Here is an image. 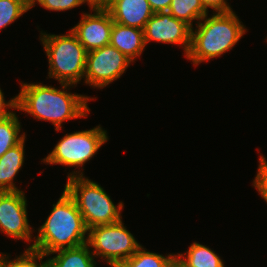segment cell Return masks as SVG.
Masks as SVG:
<instances>
[{"instance_id":"obj_22","label":"cell","mask_w":267,"mask_h":267,"mask_svg":"<svg viewBox=\"0 0 267 267\" xmlns=\"http://www.w3.org/2000/svg\"><path fill=\"white\" fill-rule=\"evenodd\" d=\"M31 9L39 3L43 8L50 11H67L76 8L82 4H88L89 8L93 5L90 0H30Z\"/></svg>"},{"instance_id":"obj_12","label":"cell","mask_w":267,"mask_h":267,"mask_svg":"<svg viewBox=\"0 0 267 267\" xmlns=\"http://www.w3.org/2000/svg\"><path fill=\"white\" fill-rule=\"evenodd\" d=\"M102 5L110 12L114 22L142 30L154 15L147 0H106Z\"/></svg>"},{"instance_id":"obj_13","label":"cell","mask_w":267,"mask_h":267,"mask_svg":"<svg viewBox=\"0 0 267 267\" xmlns=\"http://www.w3.org/2000/svg\"><path fill=\"white\" fill-rule=\"evenodd\" d=\"M110 45L117 48L133 63L137 57L142 55L146 47L144 31L139 28L113 22Z\"/></svg>"},{"instance_id":"obj_24","label":"cell","mask_w":267,"mask_h":267,"mask_svg":"<svg viewBox=\"0 0 267 267\" xmlns=\"http://www.w3.org/2000/svg\"><path fill=\"white\" fill-rule=\"evenodd\" d=\"M201 2L207 12H209L208 8H211L214 13H226L233 11L229 3H227V0H201Z\"/></svg>"},{"instance_id":"obj_2","label":"cell","mask_w":267,"mask_h":267,"mask_svg":"<svg viewBox=\"0 0 267 267\" xmlns=\"http://www.w3.org/2000/svg\"><path fill=\"white\" fill-rule=\"evenodd\" d=\"M45 222L38 228V235L28 249L45 257L53 252L74 248L87 243L88 228L73 197L64 188L59 200L52 206Z\"/></svg>"},{"instance_id":"obj_16","label":"cell","mask_w":267,"mask_h":267,"mask_svg":"<svg viewBox=\"0 0 267 267\" xmlns=\"http://www.w3.org/2000/svg\"><path fill=\"white\" fill-rule=\"evenodd\" d=\"M184 267H225L224 260L206 245L193 242L185 253L176 254Z\"/></svg>"},{"instance_id":"obj_9","label":"cell","mask_w":267,"mask_h":267,"mask_svg":"<svg viewBox=\"0 0 267 267\" xmlns=\"http://www.w3.org/2000/svg\"><path fill=\"white\" fill-rule=\"evenodd\" d=\"M27 199L24 191L0 192V231L7 237L31 240L32 227L29 224L27 213Z\"/></svg>"},{"instance_id":"obj_3","label":"cell","mask_w":267,"mask_h":267,"mask_svg":"<svg viewBox=\"0 0 267 267\" xmlns=\"http://www.w3.org/2000/svg\"><path fill=\"white\" fill-rule=\"evenodd\" d=\"M196 24L186 55L195 66L230 51L248 30L234 11L207 14Z\"/></svg>"},{"instance_id":"obj_15","label":"cell","mask_w":267,"mask_h":267,"mask_svg":"<svg viewBox=\"0 0 267 267\" xmlns=\"http://www.w3.org/2000/svg\"><path fill=\"white\" fill-rule=\"evenodd\" d=\"M57 254L53 257L51 255ZM47 267H96L95 256L87 243L68 249H62L46 256Z\"/></svg>"},{"instance_id":"obj_10","label":"cell","mask_w":267,"mask_h":267,"mask_svg":"<svg viewBox=\"0 0 267 267\" xmlns=\"http://www.w3.org/2000/svg\"><path fill=\"white\" fill-rule=\"evenodd\" d=\"M90 10L94 13H82L81 20L71 29L87 52L110 44L114 22L103 5L94 4Z\"/></svg>"},{"instance_id":"obj_6","label":"cell","mask_w":267,"mask_h":267,"mask_svg":"<svg viewBox=\"0 0 267 267\" xmlns=\"http://www.w3.org/2000/svg\"><path fill=\"white\" fill-rule=\"evenodd\" d=\"M108 139L107 131L100 125L89 130L65 134L41 162L47 165L60 164L79 168L68 173L67 178L83 176L84 164L95 156Z\"/></svg>"},{"instance_id":"obj_17","label":"cell","mask_w":267,"mask_h":267,"mask_svg":"<svg viewBox=\"0 0 267 267\" xmlns=\"http://www.w3.org/2000/svg\"><path fill=\"white\" fill-rule=\"evenodd\" d=\"M20 123L13 110L6 117L0 119V157L26 138V133L20 134L22 131Z\"/></svg>"},{"instance_id":"obj_5","label":"cell","mask_w":267,"mask_h":267,"mask_svg":"<svg viewBox=\"0 0 267 267\" xmlns=\"http://www.w3.org/2000/svg\"><path fill=\"white\" fill-rule=\"evenodd\" d=\"M65 189L73 197L88 229L122 219L123 202L115 205L104 188L85 176L67 179Z\"/></svg>"},{"instance_id":"obj_14","label":"cell","mask_w":267,"mask_h":267,"mask_svg":"<svg viewBox=\"0 0 267 267\" xmlns=\"http://www.w3.org/2000/svg\"><path fill=\"white\" fill-rule=\"evenodd\" d=\"M25 138L0 157V192L20 191L14 183L25 159Z\"/></svg>"},{"instance_id":"obj_7","label":"cell","mask_w":267,"mask_h":267,"mask_svg":"<svg viewBox=\"0 0 267 267\" xmlns=\"http://www.w3.org/2000/svg\"><path fill=\"white\" fill-rule=\"evenodd\" d=\"M122 221L88 229L87 244L92 254L111 267H119L142 246Z\"/></svg>"},{"instance_id":"obj_26","label":"cell","mask_w":267,"mask_h":267,"mask_svg":"<svg viewBox=\"0 0 267 267\" xmlns=\"http://www.w3.org/2000/svg\"><path fill=\"white\" fill-rule=\"evenodd\" d=\"M147 1L149 2L154 13L168 11L172 2V0H147Z\"/></svg>"},{"instance_id":"obj_28","label":"cell","mask_w":267,"mask_h":267,"mask_svg":"<svg viewBox=\"0 0 267 267\" xmlns=\"http://www.w3.org/2000/svg\"><path fill=\"white\" fill-rule=\"evenodd\" d=\"M92 2V4H99L102 5L106 0H90Z\"/></svg>"},{"instance_id":"obj_27","label":"cell","mask_w":267,"mask_h":267,"mask_svg":"<svg viewBox=\"0 0 267 267\" xmlns=\"http://www.w3.org/2000/svg\"><path fill=\"white\" fill-rule=\"evenodd\" d=\"M169 267H184L177 259H175Z\"/></svg>"},{"instance_id":"obj_19","label":"cell","mask_w":267,"mask_h":267,"mask_svg":"<svg viewBox=\"0 0 267 267\" xmlns=\"http://www.w3.org/2000/svg\"><path fill=\"white\" fill-rule=\"evenodd\" d=\"M176 259V254L166 256L147 251L140 247L130 258L125 260L119 267H169Z\"/></svg>"},{"instance_id":"obj_23","label":"cell","mask_w":267,"mask_h":267,"mask_svg":"<svg viewBox=\"0 0 267 267\" xmlns=\"http://www.w3.org/2000/svg\"><path fill=\"white\" fill-rule=\"evenodd\" d=\"M253 187L257 189L261 198L267 203V159L260 154L259 165L256 177L253 180Z\"/></svg>"},{"instance_id":"obj_8","label":"cell","mask_w":267,"mask_h":267,"mask_svg":"<svg viewBox=\"0 0 267 267\" xmlns=\"http://www.w3.org/2000/svg\"><path fill=\"white\" fill-rule=\"evenodd\" d=\"M131 60L114 46L87 52L84 83L97 89H103L119 79L130 66Z\"/></svg>"},{"instance_id":"obj_20","label":"cell","mask_w":267,"mask_h":267,"mask_svg":"<svg viewBox=\"0 0 267 267\" xmlns=\"http://www.w3.org/2000/svg\"><path fill=\"white\" fill-rule=\"evenodd\" d=\"M31 9L30 0H0V30Z\"/></svg>"},{"instance_id":"obj_18","label":"cell","mask_w":267,"mask_h":267,"mask_svg":"<svg viewBox=\"0 0 267 267\" xmlns=\"http://www.w3.org/2000/svg\"><path fill=\"white\" fill-rule=\"evenodd\" d=\"M168 12L175 18L184 21L191 28L193 22L198 23L208 12L201 0H172Z\"/></svg>"},{"instance_id":"obj_25","label":"cell","mask_w":267,"mask_h":267,"mask_svg":"<svg viewBox=\"0 0 267 267\" xmlns=\"http://www.w3.org/2000/svg\"><path fill=\"white\" fill-rule=\"evenodd\" d=\"M15 97L12 99L5 101L4 93L0 88V119L6 117L8 114L12 112L10 109H15ZM10 110V111H9Z\"/></svg>"},{"instance_id":"obj_21","label":"cell","mask_w":267,"mask_h":267,"mask_svg":"<svg viewBox=\"0 0 267 267\" xmlns=\"http://www.w3.org/2000/svg\"><path fill=\"white\" fill-rule=\"evenodd\" d=\"M44 258L42 253L28 248L14 260H10L8 255L0 253V267H47V259L42 262ZM38 260L41 262L40 264Z\"/></svg>"},{"instance_id":"obj_1","label":"cell","mask_w":267,"mask_h":267,"mask_svg":"<svg viewBox=\"0 0 267 267\" xmlns=\"http://www.w3.org/2000/svg\"><path fill=\"white\" fill-rule=\"evenodd\" d=\"M20 83V92L15 96V110L51 122L55 131H60L66 120L87 117L90 112L87 103L96 98L67 91L74 87L70 84L61 83V89H58L43 83Z\"/></svg>"},{"instance_id":"obj_11","label":"cell","mask_w":267,"mask_h":267,"mask_svg":"<svg viewBox=\"0 0 267 267\" xmlns=\"http://www.w3.org/2000/svg\"><path fill=\"white\" fill-rule=\"evenodd\" d=\"M144 41L164 44H177L187 55L190 48L191 27L184 21L173 17L168 11L156 12L146 22L144 28Z\"/></svg>"},{"instance_id":"obj_4","label":"cell","mask_w":267,"mask_h":267,"mask_svg":"<svg viewBox=\"0 0 267 267\" xmlns=\"http://www.w3.org/2000/svg\"><path fill=\"white\" fill-rule=\"evenodd\" d=\"M40 40L48 57V76L61 84L76 86L84 78L87 51L69 30L68 34L40 33Z\"/></svg>"}]
</instances>
